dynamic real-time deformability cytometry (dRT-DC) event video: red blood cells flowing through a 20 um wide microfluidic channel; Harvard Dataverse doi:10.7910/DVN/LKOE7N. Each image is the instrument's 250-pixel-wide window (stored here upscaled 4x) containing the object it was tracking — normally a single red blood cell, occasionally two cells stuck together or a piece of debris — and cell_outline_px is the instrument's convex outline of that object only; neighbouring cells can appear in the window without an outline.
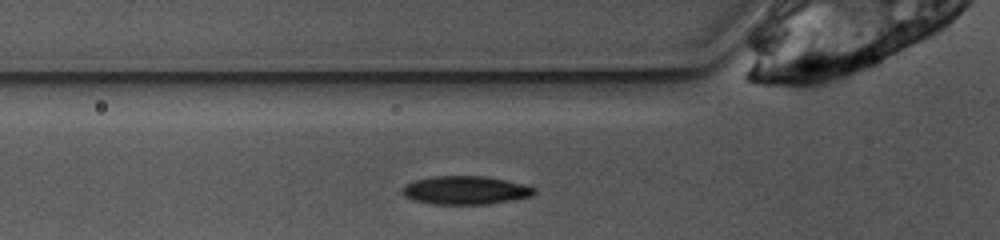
{"species": "common noctule bat (a hibernating species)", "species_latin": "Nyctalus noctula", "temperature_condition": "warm", "stored_images_in_passage": 25, "camera_frame_rate_fps": 3000, "um_per_image_px": 0.085, "animal": {"sex": "female", "body_mass_g": 10.0, "forearm_length_mm": 53.1}, "frame": {"image": 1, "passage_image": 3, "time_ms": 0.667, "image_size_px": [1000, 240], "cell_outline_px": [[536, 192], [532, 196], [488, 204], [436, 204], [412, 200], [404, 196], [400, 192], [400, 188], [404, 184], [416, 180], [432, 176], [484, 176], [504, 180], [536, 188]], "centroid_in_image_um": [39.49, 16.17], "position_along_channel_um": 86.3, "area_um2": 21.79}}
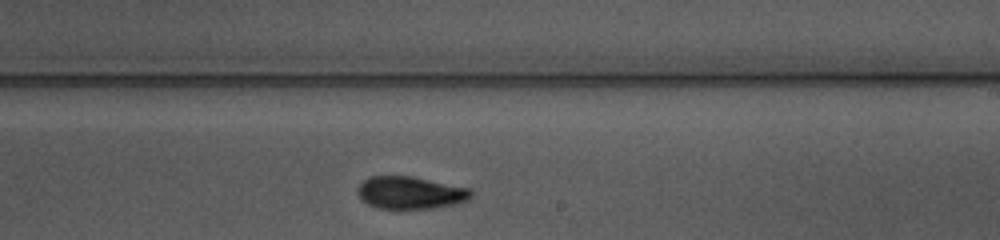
{"frame": {"image": 2, "passage_image": 16, "time_ms": 5.0, "image_size_px": [1000, 240], "cell_outline_px": [[472, 196], [468, 200], [456, 204], [432, 208], [376, 208], [360, 200], [356, 192], [356, 188], [368, 176], [412, 176], [468, 188], [472, 192]], "centroid_in_image_um": [34.83, 16.38], "position_along_channel_um": 254.2, "area_um2": 21.5}}
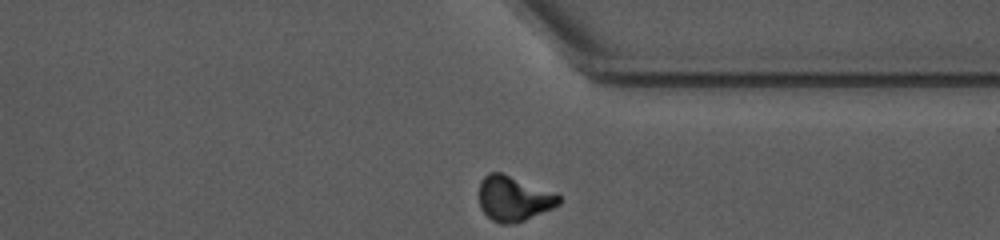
{"frame": {"image": 3, "passage_image": 25, "time_ms": 8.0, "image_size_px": [1000, 240], "cell_outline_px": [[564, 200], [560, 204], [552, 208], [516, 224], [500, 224], [492, 220], [480, 208], [480, 180], [488, 172], [500, 172], [556, 192]], "centroid_in_image_um": [43.69, 16.88], "position_along_channel_um": 367.7, "area_um2": 21.15}, "authors_computed_cell_mechanics": {"area_um2": 21.6172, "velocity_mm_per_s": 3.8578, "shape_relaxation_time_tau1_ms": 4.7431, "shape_relaxation_time_tau2_ms": 10.7421, "deformation_change_tau1": 0.1509, "deformation_change_tau2": 0.1166}}